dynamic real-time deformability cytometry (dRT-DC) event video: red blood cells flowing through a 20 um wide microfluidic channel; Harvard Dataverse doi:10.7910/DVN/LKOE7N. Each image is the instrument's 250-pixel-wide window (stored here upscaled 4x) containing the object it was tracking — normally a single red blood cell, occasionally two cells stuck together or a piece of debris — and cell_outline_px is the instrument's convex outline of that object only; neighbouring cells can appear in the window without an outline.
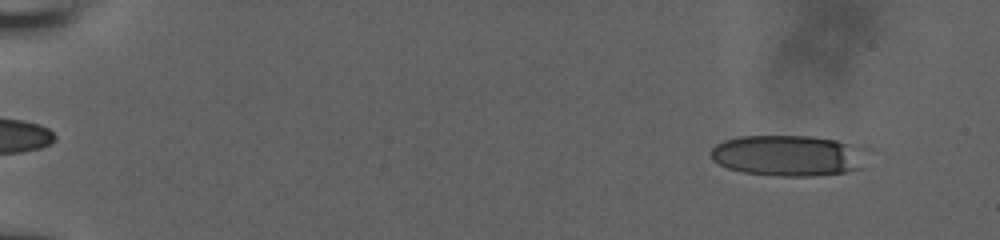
{"species": "human", "species_latin": "Homo sapiens", "temperature_condition": "room temperature", "stored_images_in_passage": 55, "camera_frame_rate_fps": 3000, "um_per_image_px": 0.085, "donor": {"sex": "male"}, "frame": {"image": 1, "passage_image": 5, "time_ms": 1.333, "image_size_px": [1000, 240], "cell_outline_px": [[872, 148], [864, 168], [848, 172], [816, 176], [776, 176], [740, 172], [728, 168], [712, 160], [712, 148], [716, 144], [724, 140], [740, 136], [812, 136], [836, 140]], "centroid_in_image_um": [67.14, 13.23], "position_along_channel_um": 17.9, "area_um2": 38.32}}
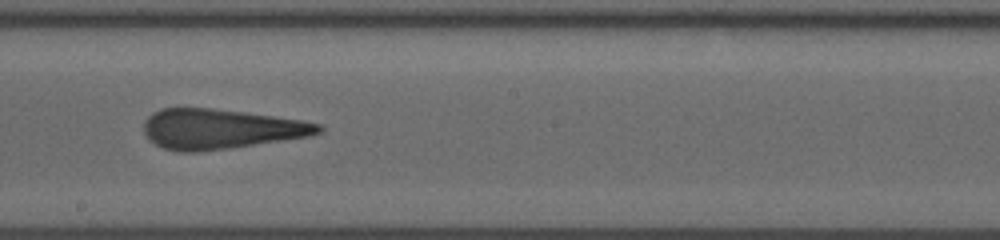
{"frame": {"image": 2, "passage_image": 33, "time_ms": 10.667, "image_size_px": [1000, 240], "cell_outline_px": [[324, 128], [320, 132], [308, 136], [228, 148], [200, 152], [180, 152], [164, 148], [148, 140], [144, 132], [144, 120], [152, 112], [160, 108], [212, 108], [244, 112], [304, 120], [320, 124]], "centroid_in_image_um": [18.7, 10.95], "position_along_channel_um": 229.5, "area_um2": 40.58}}
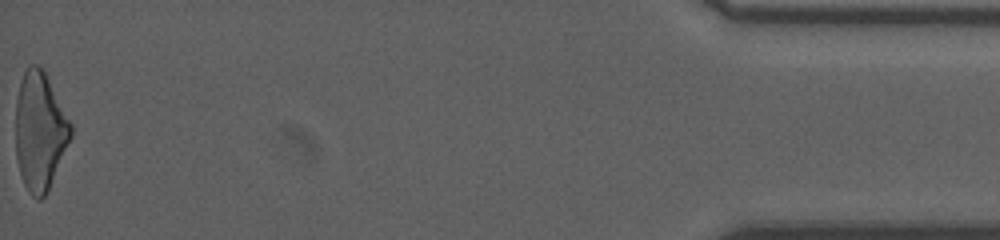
{"frame": {"image": 3, "passage_image": 55, "time_ms": 18.0, "image_size_px": [1000, 240], "cell_outline_px": [[72, 136], [48, 188], [44, 196], [40, 200], [36, 200], [28, 192], [24, 184], [20, 172], [16, 156], [16, 100], [20, 80], [28, 64], [36, 64], [44, 68], [72, 124]], "centroid_in_image_um": [3.38, 11.09], "position_along_channel_um": 431.8, "area_um2": 38.09}, "authors_computed_cell_mechanics": {"area_um2": 39.882, "velocity_mm_per_s": 3.9518, "shape_relaxation_time_tau1_ms": 10.0749, "shape_relaxation_time_tau2_ms": 2.0317, "deformation_change_tau1": 0.3052, "deformation_change_tau2": 0.1647}}